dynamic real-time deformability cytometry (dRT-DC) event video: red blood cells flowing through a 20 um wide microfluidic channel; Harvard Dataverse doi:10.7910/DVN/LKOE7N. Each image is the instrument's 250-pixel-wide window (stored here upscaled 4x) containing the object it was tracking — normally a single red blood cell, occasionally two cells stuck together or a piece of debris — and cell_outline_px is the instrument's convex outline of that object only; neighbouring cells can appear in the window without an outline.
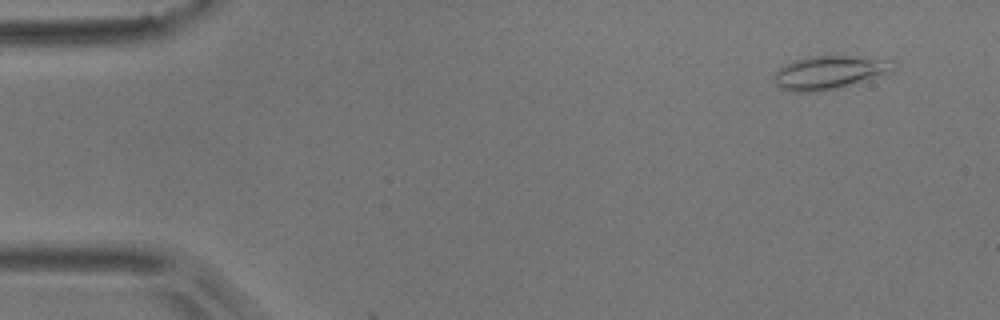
{"species": "common noctule bat (a hibernating species)", "species_latin": "Nyctalus noctula", "temperature_condition": "room temperature", "stored_images_in_passage": 7, "camera_frame_rate_fps": 3000, "um_per_image_px": 0.085, "animal": {"sex": "male", "body_mass_g": 17.9}, "frame": {"image": 1, "passage_image": 1, "time_ms": 0.0, "image_size_px": [1000, 320], "cell_outline_px": [[896, 68], [892, 72], [836, 88], [816, 92], [792, 92], [780, 88], [772, 80], [776, 72], [784, 64], [792, 60], [808, 56], [848, 56], [892, 60]], "centroid_in_image_um": [70.44, 6.15], "position_along_channel_um": 14.6, "area_um2": 23.12}}
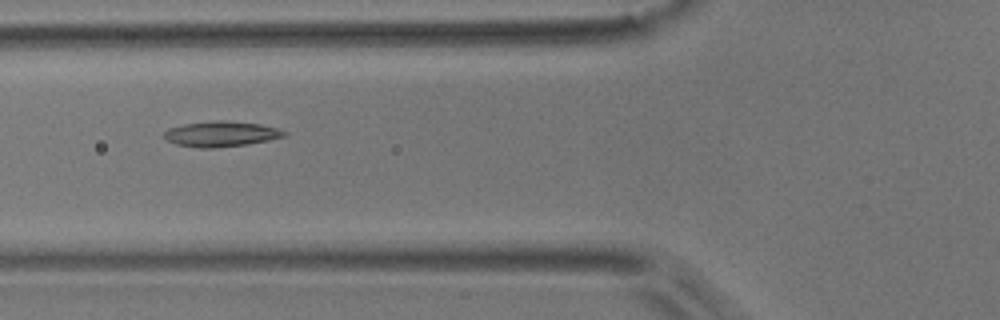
{"frame": {"image": 2, "passage_image": 5, "time_ms": 1.333, "image_size_px": [1000, 320], "cell_outline_px": [[288, 136], [268, 140], [244, 144], [212, 148], [200, 148], [176, 144], [168, 140], [164, 136], [164, 132], [168, 128], [184, 124], [220, 120], [224, 120], [260, 124], [276, 128], [288, 132]], "centroid_in_image_um": [18.81, 11.38], "position_along_channel_um": 107.0, "area_um2": 17.57}}
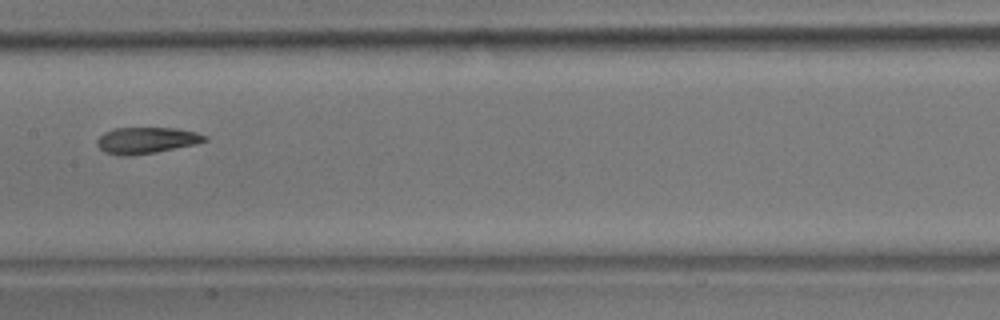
{"frame": {"image": 3, "passage_image": 7, "time_ms": 2.0, "image_size_px": [1000, 320], "cell_outline_px": [[208, 140], [196, 144], [156, 152], [132, 156], [120, 156], [104, 152], [96, 144], [96, 140], [104, 132], [116, 128], [176, 128], [196, 132], [208, 136]], "centroid_in_image_um": [12.44, 11.93], "position_along_channel_um": 195.0, "area_um2": 16.65}}